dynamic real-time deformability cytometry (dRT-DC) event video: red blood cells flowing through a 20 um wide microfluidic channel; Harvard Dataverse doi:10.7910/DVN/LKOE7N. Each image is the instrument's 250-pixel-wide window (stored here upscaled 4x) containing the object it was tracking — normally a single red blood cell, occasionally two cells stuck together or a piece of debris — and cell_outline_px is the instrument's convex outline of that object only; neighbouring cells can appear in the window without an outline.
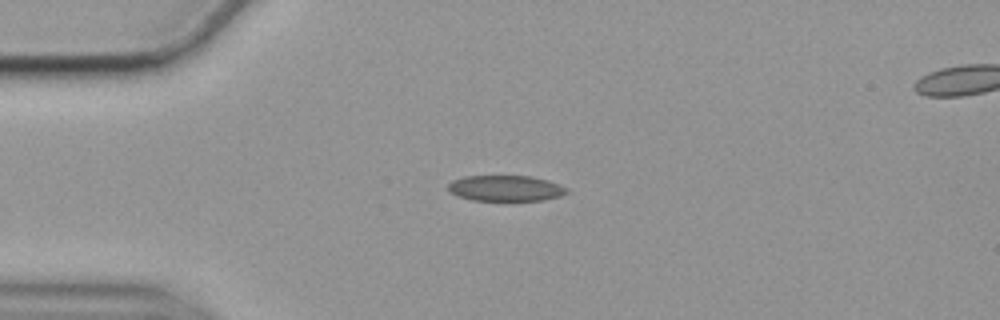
{"species": "common noctule bat (a hibernating species)", "species_latin": "Nyctalus noctula", "temperature_condition": "cold", "stored_images_in_passage": 45, "segment_of_instrument_passage": [1, 2], "camera_frame_rate_fps": 3000, "um_per_image_px": 0.085, "animal": {"sex": "female", "body_mass_g": 19.9}, "frame": {"image": 1, "passage_image": 1, "time_ms": 0.0, "image_size_px": [1000, 320], "cell_outline_px": [[568, 192], [560, 196], [540, 200], [472, 200], [448, 192], [448, 184], [452, 180], [464, 176], [532, 176], [548, 180], [568, 188]], "centroid_in_image_um": [42.96, 15.99], "position_along_channel_um": 42.0, "area_um2": 17.74}}
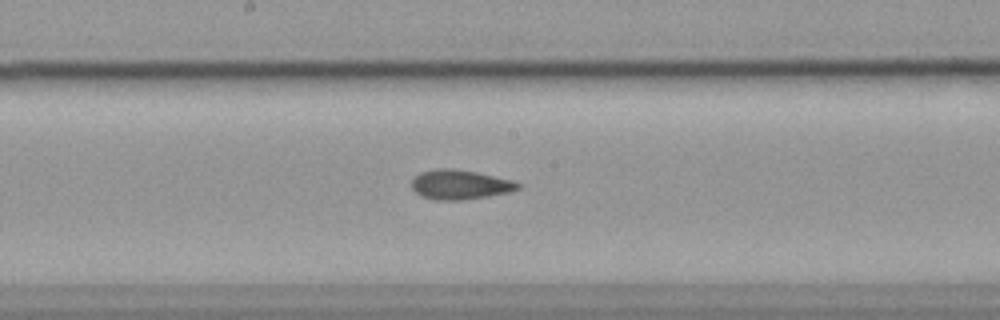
{"frame": {"image": 2, "passage_image": 17, "time_ms": 5.333, "image_size_px": [1000, 320], "cell_outline_px": [[520, 188], [508, 192], [488, 196], [460, 200], [436, 200], [424, 196], [416, 192], [412, 188], [412, 180], [420, 172], [436, 168], [452, 168], [476, 172], [512, 180], [520, 184]], "centroid_in_image_um": [39.09, 15.68], "position_along_channel_um": 209.1, "area_um2": 18.09}}
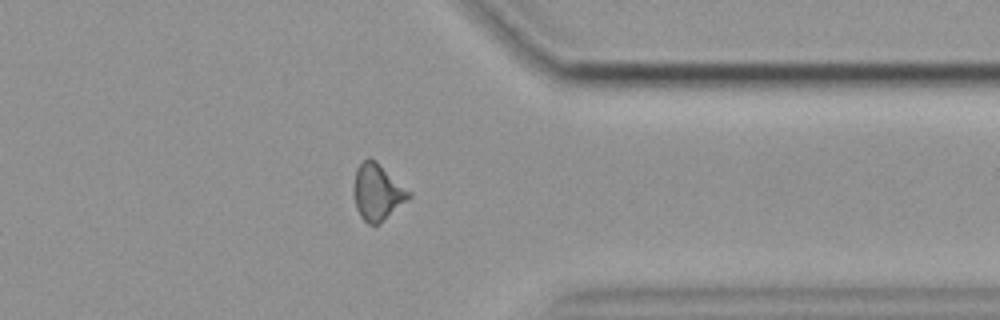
{"frame": {"image": 3, "passage_image": 32, "time_ms": 10.333, "image_size_px": [1000, 320], "cell_outline_px": [[412, 196], [408, 200], [376, 224], [368, 224], [360, 216], [356, 208], [352, 192], [352, 184], [356, 168], [368, 156], [376, 160], [412, 192]], "centroid_in_image_um": [32.05, 16.28], "position_along_channel_um": 379.3, "area_um2": 18.26}}